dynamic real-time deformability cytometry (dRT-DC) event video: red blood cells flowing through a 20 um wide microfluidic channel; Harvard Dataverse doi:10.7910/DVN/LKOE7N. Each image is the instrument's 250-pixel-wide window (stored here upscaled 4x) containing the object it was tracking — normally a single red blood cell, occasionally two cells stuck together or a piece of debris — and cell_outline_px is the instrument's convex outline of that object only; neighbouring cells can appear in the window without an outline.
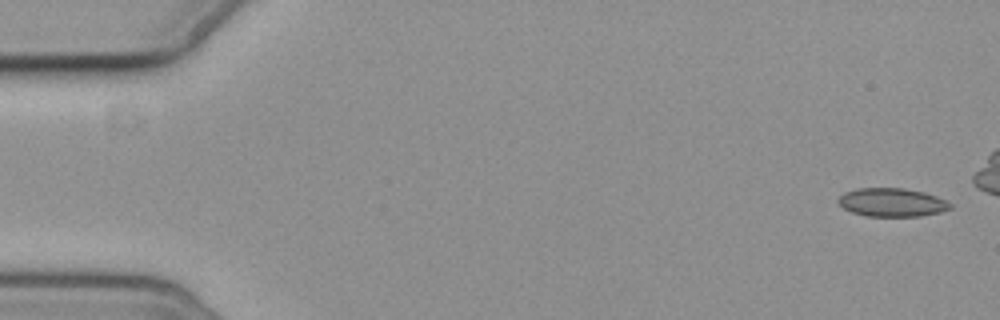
{"species": "common noctule bat (a hibernating species)", "species_latin": "Nyctalus noctula", "temperature_condition": "cold", "stored_images_in_passage": 5, "camera_frame_rate_fps": 3000, "um_per_image_px": 0.085, "animal": {"sex": "female", "body_mass_g": 19.3, "forearm_length_mm": 54.1}, "frame": {"image": 1, "passage_image": 1, "time_ms": 0.0, "image_size_px": [1000, 320], "cell_outline_px": [[952, 208], [940, 212], [920, 216], [868, 216], [852, 212], [844, 208], [836, 200], [844, 192], [856, 188], [904, 188], [924, 192], [936, 196], [952, 204]], "centroid_in_image_um": [75.81, 17.19], "position_along_channel_um": 9.2, "area_um2": 18.55}}